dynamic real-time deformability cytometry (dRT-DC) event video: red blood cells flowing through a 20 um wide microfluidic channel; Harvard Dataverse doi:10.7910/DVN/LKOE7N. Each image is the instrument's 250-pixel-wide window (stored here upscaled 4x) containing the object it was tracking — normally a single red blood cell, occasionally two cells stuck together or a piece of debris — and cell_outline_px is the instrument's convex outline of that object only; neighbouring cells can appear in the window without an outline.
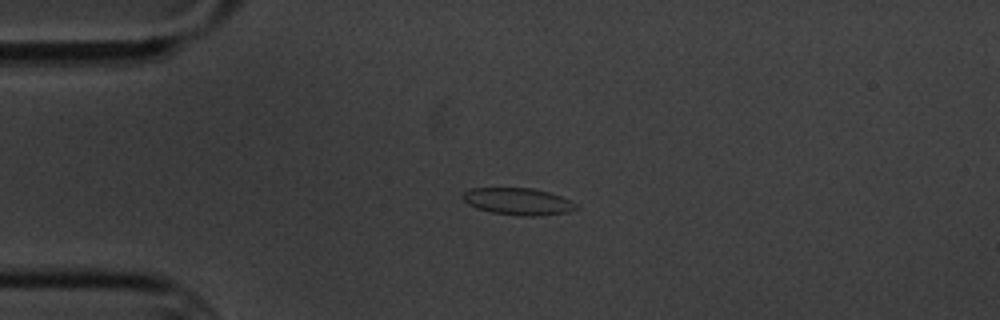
{"species": "common noctule bat (a hibernating species)", "species_latin": "Nyctalus noctula", "temperature_condition": "cold", "stored_images_in_passage": 2, "camera_frame_rate_fps": 3000, "um_per_image_px": 0.085, "animal": {"sex": "male", "body_mass_g": 20.1, "forearm_length_mm": 53.5}, "frame": {"image": 1, "passage_image": 1, "time_ms": 0.0, "image_size_px": [1000, 320], "cell_outline_px": [[580, 208], [568, 212], [540, 216], [520, 216], [492, 212], [476, 208], [468, 204], [460, 196], [464, 192], [472, 188], [532, 188], [548, 192], [560, 196], [576, 204]], "centroid_in_image_um": [44.03, 17.13], "position_along_channel_um": 41.0, "area_um2": 17.8}}